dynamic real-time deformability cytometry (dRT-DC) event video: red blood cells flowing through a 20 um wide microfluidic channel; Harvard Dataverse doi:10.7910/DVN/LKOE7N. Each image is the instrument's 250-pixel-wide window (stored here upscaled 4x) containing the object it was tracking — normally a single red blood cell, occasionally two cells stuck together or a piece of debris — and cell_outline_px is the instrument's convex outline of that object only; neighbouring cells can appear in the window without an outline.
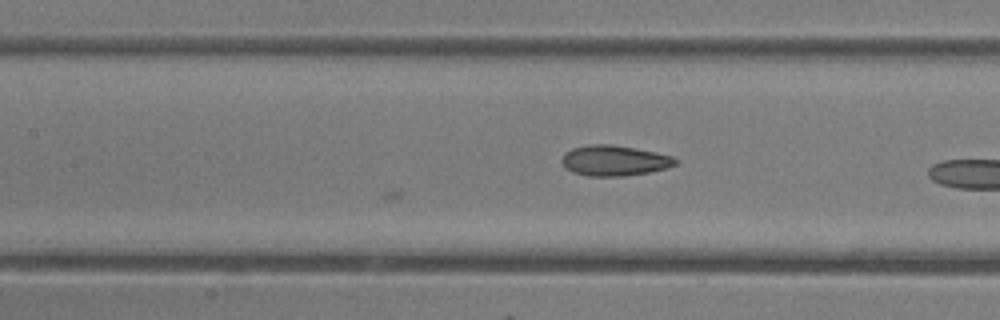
{"species": "common noctule bat (a hibernating species)", "species_latin": "Nyctalus noctula", "temperature_condition": "room temperature", "stored_images_in_passage": 19, "camera_frame_rate_fps": 3000, "um_per_image_px": 0.085, "animal": {"sex": "female"}, "frame": {"image": 1, "passage_image": 19, "time_ms": 6.0, "image_size_px": [1000, 320], "cell_outline_px": [[676, 164], [668, 168], [648, 172], [624, 176], [588, 176], [572, 172], [564, 168], [560, 160], [564, 152], [572, 148], [588, 144], [612, 144], [656, 152], [672, 156], [676, 160]], "centroid_in_image_um": [52.16, 13.64], "position_along_channel_um": 155.2, "area_um2": 20.35}}